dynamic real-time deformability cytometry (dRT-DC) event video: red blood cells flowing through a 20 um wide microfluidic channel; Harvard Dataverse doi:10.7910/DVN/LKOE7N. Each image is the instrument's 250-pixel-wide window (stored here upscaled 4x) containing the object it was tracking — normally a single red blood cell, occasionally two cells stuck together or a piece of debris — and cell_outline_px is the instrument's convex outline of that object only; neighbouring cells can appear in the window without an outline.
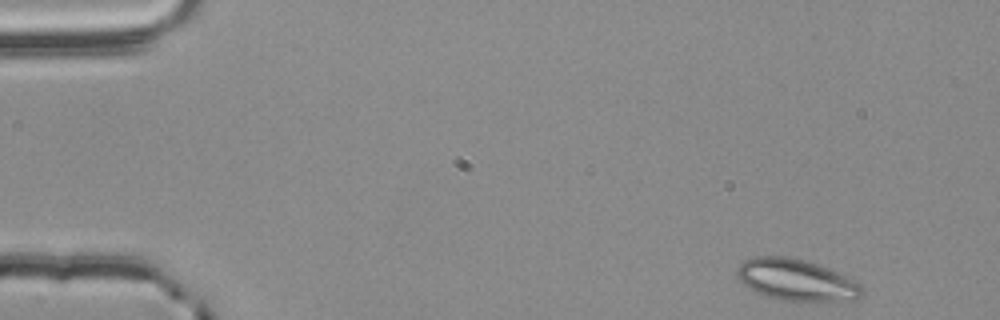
{"species": "common noctule bat (a hibernating species)", "species_latin": "Nyctalus noctula", "temperature_condition": "room temperature", "stored_images_in_passage": 52, "camera_frame_rate_fps": 3000, "um_per_image_px": 0.085, "animal": {"sex": "male", "body_mass_g": 20.4}, "frame": {"image": 1, "passage_image": 1, "time_ms": 0.0, "image_size_px": [1000, 320], "cell_outline_px": [[864, 292], [856, 300], [784, 300], [768, 296], [756, 292], [748, 288], [736, 276], [736, 268], [744, 260], [756, 256], [788, 256], [804, 260], [828, 268], [860, 284], [864, 288]], "centroid_in_image_um": [67.65, 23.78], "position_along_channel_um": 17.4, "area_um2": 29.82}}
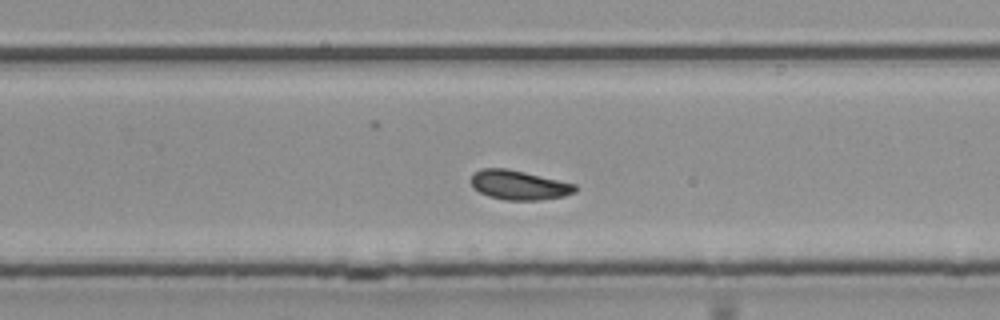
{"frame": {"image": 2, "passage_image": 32, "time_ms": 10.333, "image_size_px": [1000, 320], "cell_outline_px": [[576, 192], [564, 196], [540, 200], [504, 200], [488, 196], [472, 188], [472, 176], [480, 168], [508, 168], [576, 184]], "centroid_in_image_um": [44.11, 15.73], "position_along_channel_um": 285.7, "area_um2": 17.86}}
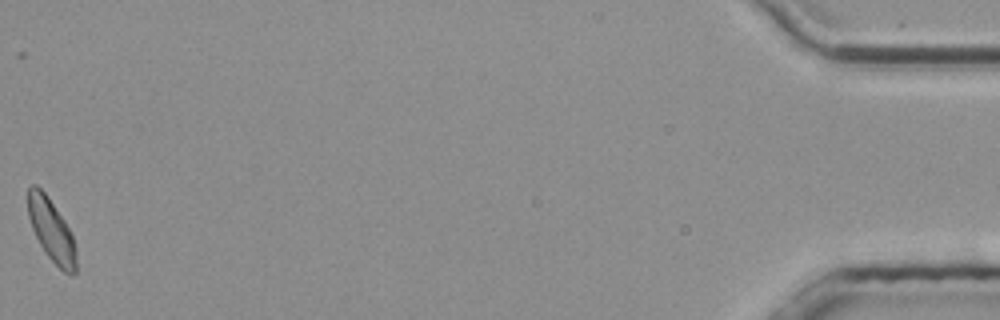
{"frame": {"image": 3, "passage_image": 52, "time_ms": 17.0, "image_size_px": [1000, 320], "cell_outline_px": [[76, 272], [72, 276], [64, 272], [44, 252], [32, 228], [28, 216], [28, 188], [32, 184], [36, 184], [44, 192], [64, 220], [72, 236], [76, 252]], "centroid_in_image_um": [4.37, 19.59], "position_along_channel_um": 430.8, "area_um2": 17.28}}